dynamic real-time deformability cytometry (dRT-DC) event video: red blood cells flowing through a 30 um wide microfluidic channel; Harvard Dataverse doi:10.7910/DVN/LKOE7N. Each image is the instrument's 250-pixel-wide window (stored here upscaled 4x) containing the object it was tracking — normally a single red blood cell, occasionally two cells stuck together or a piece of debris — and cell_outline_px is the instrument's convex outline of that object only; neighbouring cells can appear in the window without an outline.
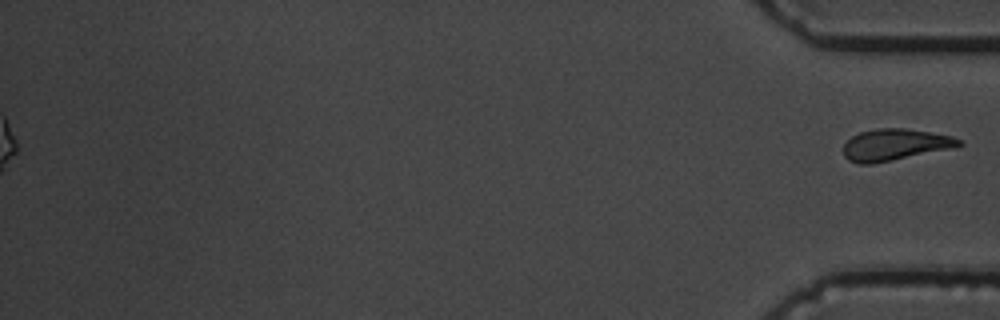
{"species": "common noctule bat (a hibernating species)", "species_latin": "Nyctalus noctula", "temperature_condition": "cold", "stored_images_in_passage": 58, "segment_of_instrument_passage": [2, 2], "camera_frame_rate_fps": 3000, "um_per_image_px": 0.085, "animal": {"sex": "male", "body_mass_g": 19.5, "forearm_length_mm": 54.6}, "frame": {"image": 1, "passage_image": 58, "time_ms": 19.0, "image_size_px": [1000, 320], "cell_outline_px": [[964, 144], [960, 148], [872, 164], [860, 164], [848, 160], [844, 156], [844, 144], [852, 136], [860, 132], [876, 128], [904, 128], [952, 136], [960, 140]], "centroid_in_image_um": [76.13, 12.31], "position_along_channel_um": 359.1, "area_um2": 21.62}}